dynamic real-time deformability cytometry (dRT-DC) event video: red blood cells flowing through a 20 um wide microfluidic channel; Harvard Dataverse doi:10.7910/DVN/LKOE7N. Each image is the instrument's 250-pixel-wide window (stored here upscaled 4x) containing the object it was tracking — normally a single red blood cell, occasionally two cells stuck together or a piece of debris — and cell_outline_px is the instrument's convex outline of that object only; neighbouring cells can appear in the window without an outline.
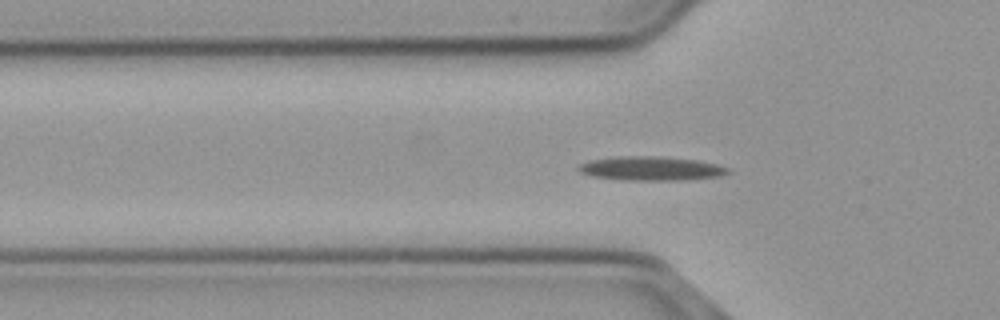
{"species": "common noctule bat (a hibernating species)", "species_latin": "Nyctalus noctula", "temperature_condition": "cold", "stored_images_in_passage": 51, "camera_frame_rate_fps": 3000, "um_per_image_px": 0.085, "animal": {"sex": "male", "body_mass_g": 23.1, "forearm_length_mm": 52.7}, "frame": {"image": 1, "passage_image": 12, "time_ms": 3.667, "image_size_px": [1000, 320], "cell_outline_px": [[732, 172], [720, 176], [680, 180], [620, 180], [592, 176], [580, 172], [576, 168], [580, 164], [588, 160], [620, 156], [652, 156], [696, 160], [716, 164], [728, 168]], "centroid_in_image_um": [55.3, 14.32], "position_along_channel_um": 70.5, "area_um2": 20.87}}
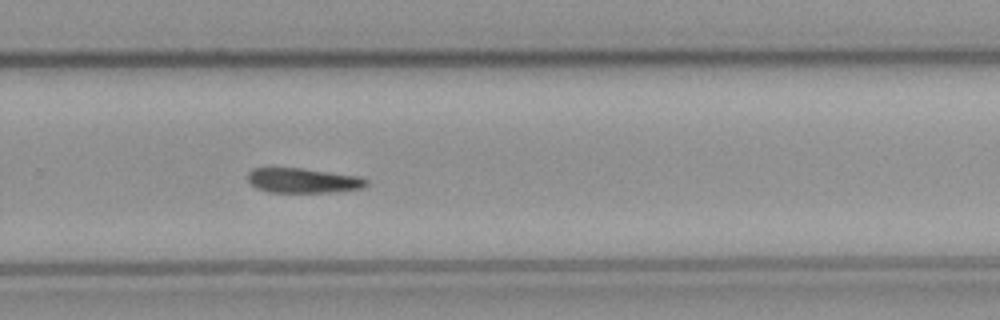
{"frame": {"image": 2, "passage_image": 31, "time_ms": 10.0, "image_size_px": [1000, 320], "cell_outline_px": [[368, 184], [364, 188], [332, 192], [268, 192], [256, 188], [248, 180], [248, 172], [252, 168], [300, 168], [360, 176], [368, 180]], "centroid_in_image_um": [25.78, 15.34], "position_along_channel_um": 304.0, "area_um2": 17.17}}
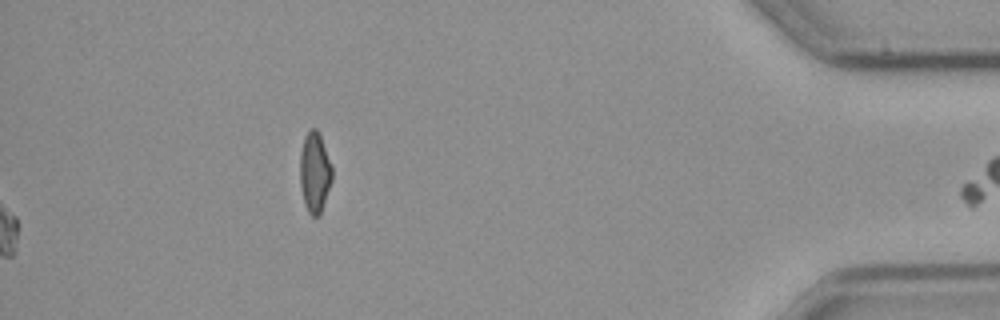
{"frame": {"image": 3, "passage_image": 51, "time_ms": 16.667, "image_size_px": [1000, 320], "cell_outline_px": [[332, 180], [320, 216], [312, 216], [308, 212], [304, 204], [300, 188], [300, 152], [304, 136], [312, 128], [316, 128], [320, 136], [332, 168]], "centroid_in_image_um": [26.73, 14.69], "position_along_channel_um": 408.5, "area_um2": 15.03}}